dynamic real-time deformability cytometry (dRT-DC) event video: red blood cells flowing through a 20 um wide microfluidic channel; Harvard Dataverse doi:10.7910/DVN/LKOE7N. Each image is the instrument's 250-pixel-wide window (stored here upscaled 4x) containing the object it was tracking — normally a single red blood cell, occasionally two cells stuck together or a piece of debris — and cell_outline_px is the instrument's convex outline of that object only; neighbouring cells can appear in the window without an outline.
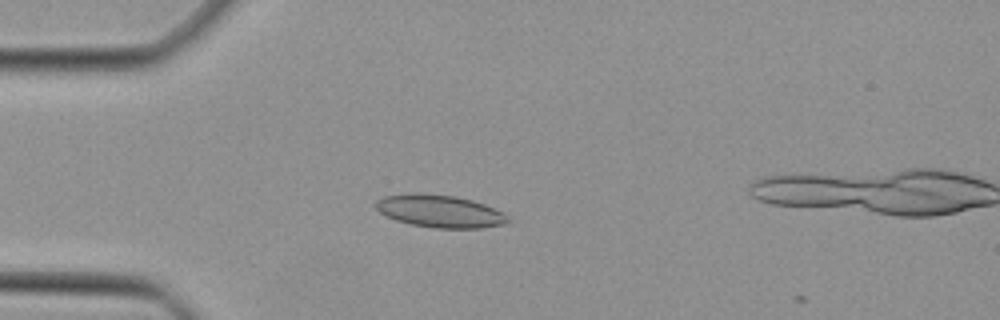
{"species": "Egyptian fruit bat (a non-hibernating species)", "species_latin": "Rousettus aegyptiacus", "temperature_condition": "cold", "stored_images_in_passage": 14, "camera_frame_rate_fps": 3000, "um_per_image_px": 0.085, "animal": {"sex": "female"}, "frame": {"image": 1, "passage_image": 13, "time_ms": 4.0, "image_size_px": [1000, 320], "cell_outline_px": [[512, 220], [504, 224], [480, 228], [436, 228], [412, 224], [396, 220], [380, 212], [372, 204], [376, 200], [384, 196], [412, 192], [420, 192], [456, 196], [472, 200], [484, 204], [504, 212]], "centroid_in_image_um": [37.38, 17.93], "position_along_channel_um": 47.6, "area_um2": 25.32}}